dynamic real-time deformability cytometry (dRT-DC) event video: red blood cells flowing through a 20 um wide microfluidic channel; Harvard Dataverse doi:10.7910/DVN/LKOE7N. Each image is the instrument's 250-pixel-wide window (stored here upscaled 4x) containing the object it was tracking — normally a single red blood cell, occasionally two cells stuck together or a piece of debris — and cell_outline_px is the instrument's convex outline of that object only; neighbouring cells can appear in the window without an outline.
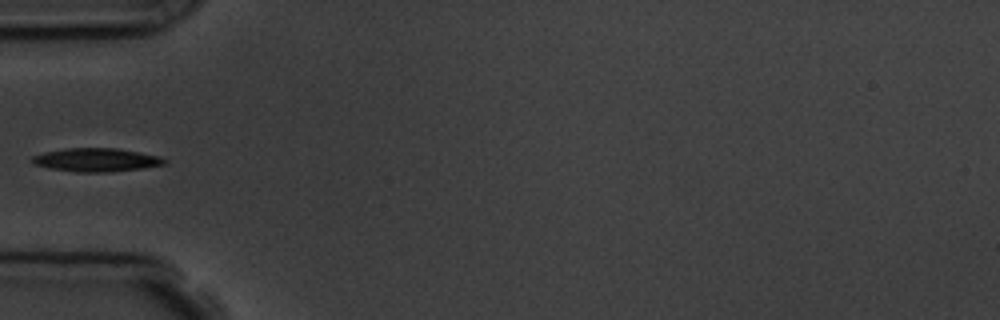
{"species": "common noctule bat (a hibernating species)", "species_latin": "Nyctalus noctula", "temperature_condition": "room temperature", "stored_images_in_passage": 9, "camera_frame_rate_fps": 3000, "um_per_image_px": 0.085, "animal": {"sex": "male", "body_mass_g": 19.5, "forearm_length_mm": 54.6}, "frame": {"image": 1, "passage_image": 6, "time_ms": 5.667, "image_size_px": [1000, 320], "cell_outline_px": [[168, 160], [164, 164], [144, 168], [112, 172], [76, 172], [48, 168], [36, 164], [28, 160], [32, 156], [44, 152], [64, 148], [116, 148], [140, 152], [160, 156]], "centroid_in_image_um": [8.18, 13.59], "position_along_channel_um": 76.8, "area_um2": 18.26}}